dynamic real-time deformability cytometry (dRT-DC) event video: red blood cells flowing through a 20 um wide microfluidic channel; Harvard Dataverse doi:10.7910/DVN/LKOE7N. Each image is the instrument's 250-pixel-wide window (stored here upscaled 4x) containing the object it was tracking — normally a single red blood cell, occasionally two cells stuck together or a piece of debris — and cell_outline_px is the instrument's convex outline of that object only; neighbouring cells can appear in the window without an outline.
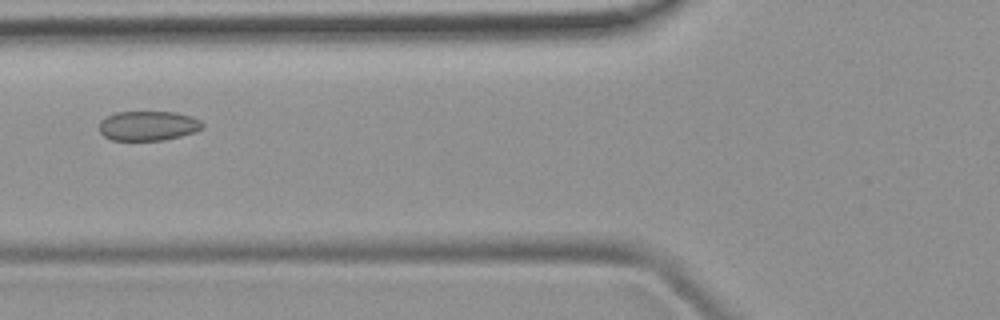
{"species": "common noctule bat (a hibernating species)", "species_latin": "Nyctalus noctula", "temperature_condition": "room temperature", "stored_images_in_passage": 6, "camera_frame_rate_fps": 3000, "um_per_image_px": 0.085, "animal": {"sex": "female", "body_mass_g": 19.9}, "frame": {"image": 1, "passage_image": 5, "time_ms": 5.667, "image_size_px": [1000, 320], "cell_outline_px": [[204, 128], [196, 132], [164, 140], [112, 140], [104, 136], [100, 132], [100, 120], [116, 112], [176, 112], [192, 116], [200, 120], [204, 124]], "centroid_in_image_um": [12.63, 10.69], "position_along_channel_um": 113.2, "area_um2": 17.92}}
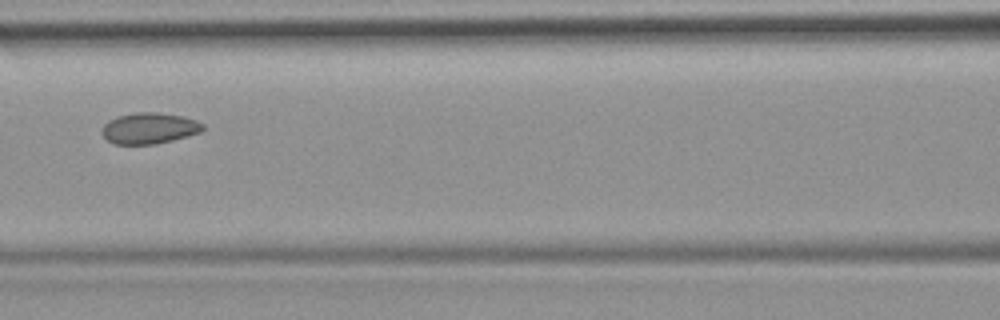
{"frame": {"image": 2, "passage_image": 6, "time_ms": 6.667, "image_size_px": [1000, 320], "cell_outline_px": [[204, 128], [200, 132], [188, 136], [156, 144], [112, 144], [100, 132], [104, 124], [108, 120], [116, 116], [136, 112], [160, 112], [180, 116], [196, 120], [204, 124]], "centroid_in_image_um": [12.66, 10.9], "position_along_channel_um": 153.9, "area_um2": 18.38}}